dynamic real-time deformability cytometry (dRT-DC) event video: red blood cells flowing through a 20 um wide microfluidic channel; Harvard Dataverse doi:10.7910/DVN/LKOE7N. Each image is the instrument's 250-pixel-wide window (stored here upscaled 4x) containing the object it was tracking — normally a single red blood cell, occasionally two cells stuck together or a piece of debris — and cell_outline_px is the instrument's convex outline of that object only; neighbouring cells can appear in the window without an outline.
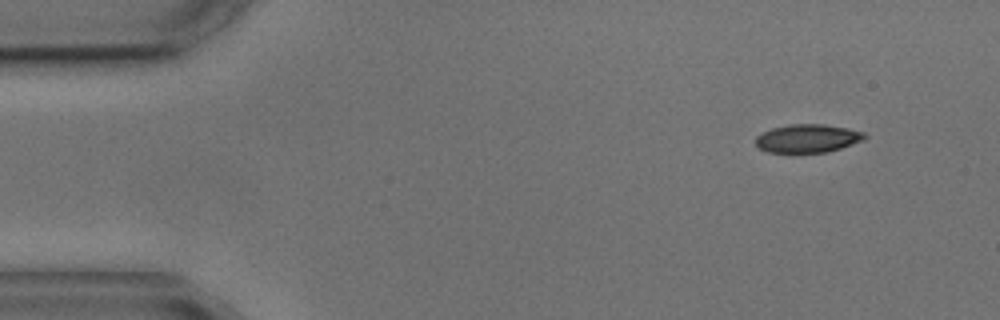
{"species": "common noctule bat (a hibernating species)", "species_latin": "Nyctalus noctula", "temperature_condition": "cold", "stored_images_in_passage": 5, "camera_frame_rate_fps": 3000, "um_per_image_px": 0.085, "animal": {"sex": "male", "body_mass_g": 17.9, "forearm_length_mm": 54.2}, "frame": {"image": 1, "passage_image": 1, "time_ms": 0.0, "image_size_px": [1000, 320], "cell_outline_px": [[868, 136], [864, 140], [828, 152], [768, 152], [760, 148], [756, 144], [756, 136], [772, 128], [788, 124], [824, 124], [848, 128], [864, 132]], "centroid_in_image_um": [68.68, 11.75], "position_along_channel_um": 16.3, "area_um2": 17.92}}
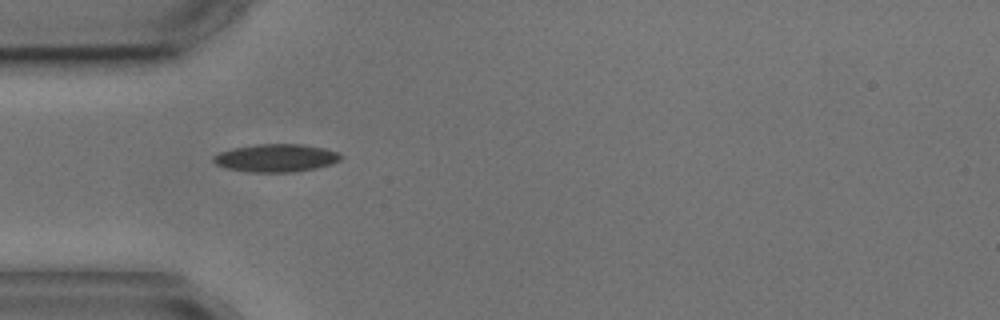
{"frame": {"image": 2, "passage_image": 4, "time_ms": 3.667, "image_size_px": [1000, 320], "cell_outline_px": [[344, 156], [340, 160], [332, 164], [316, 168], [296, 172], [248, 172], [228, 168], [216, 164], [212, 160], [212, 156], [220, 152], [232, 148], [256, 144], [304, 144], [324, 148], [340, 152]], "centroid_in_image_um": [23.5, 13.42], "position_along_channel_um": 61.5, "area_um2": 20.92}}